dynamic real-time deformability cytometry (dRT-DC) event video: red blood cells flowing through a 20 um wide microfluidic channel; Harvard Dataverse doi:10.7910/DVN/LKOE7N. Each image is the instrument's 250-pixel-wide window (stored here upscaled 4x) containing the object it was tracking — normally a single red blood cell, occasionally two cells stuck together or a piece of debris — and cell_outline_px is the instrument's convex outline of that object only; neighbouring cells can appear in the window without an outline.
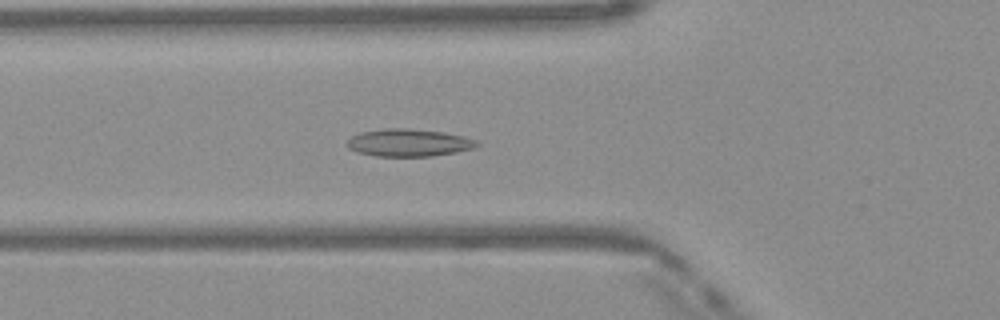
{"species": "Egyptian fruit bat (a non-hibernating species)", "species_latin": "Rousettus aegyptiacus", "temperature_condition": "warm", "stored_images_in_passage": 37, "camera_frame_rate_fps": 3000, "um_per_image_px": 0.085, "frame": {"image": 1, "passage_image": 8, "time_ms": 2.333, "image_size_px": [1000, 320], "cell_outline_px": [[480, 144], [472, 148], [456, 152], [432, 156], [376, 156], [356, 152], [348, 148], [348, 140], [352, 136], [360, 132], [384, 128], [408, 128], [444, 132], [464, 136], [476, 140]], "centroid_in_image_um": [34.73, 12.12], "position_along_channel_um": 91.1, "area_um2": 20.81}}
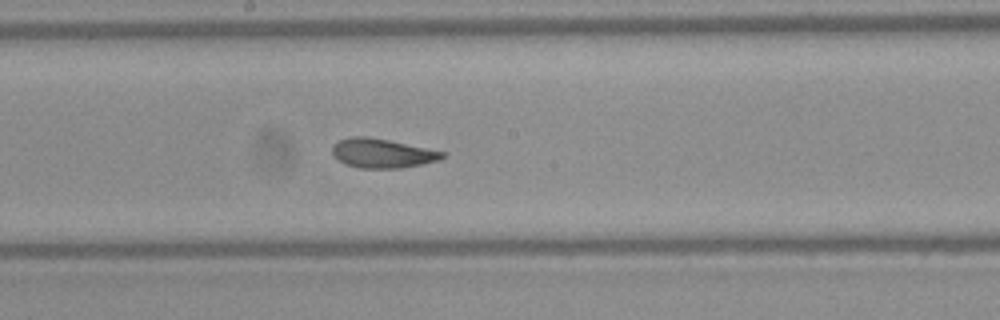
{"frame": {"image": 2, "passage_image": 17, "time_ms": 5.333, "image_size_px": [1000, 320], "cell_outline_px": [[448, 156], [440, 160], [424, 164], [400, 168], [360, 168], [344, 164], [332, 156], [332, 144], [340, 140], [352, 136], [364, 136], [388, 140], [448, 152]], "centroid_in_image_um": [32.52, 13.03], "position_along_channel_um": 215.7, "area_um2": 19.07}}
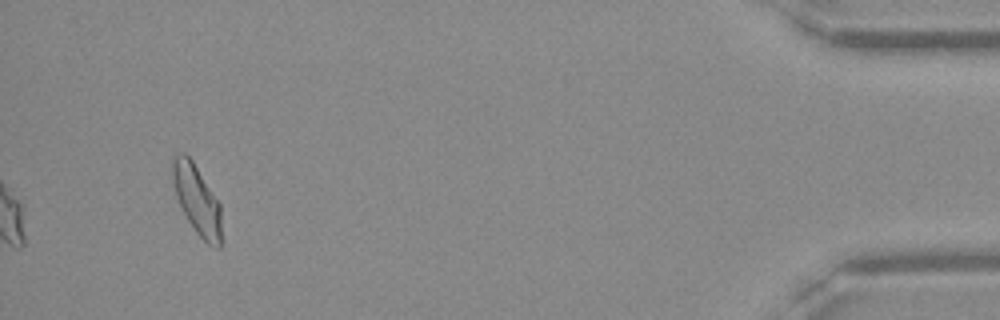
{"frame": {"image": 3, "passage_image": 37, "time_ms": 12.0, "image_size_px": [1000, 320], "cell_outline_px": [[220, 248], [216, 248], [208, 244], [196, 232], [188, 220], [176, 196], [172, 180], [172, 156], [180, 152], [184, 152], [192, 160], [220, 204]], "centroid_in_image_um": [16.71, 16.93], "position_along_channel_um": 418.5, "area_um2": 19.42}, "authors_computed_cell_mechanics": {"area_um2": 18.9584, "velocity_mm_per_s": 4.1237, "shape_relaxation_time_tau1_ms": 5.0033, "shape_relaxation_time_tau2_ms": 1.4972, "deformation_change_tau1": 0.132, "deformation_change_tau2": 0.0775}}